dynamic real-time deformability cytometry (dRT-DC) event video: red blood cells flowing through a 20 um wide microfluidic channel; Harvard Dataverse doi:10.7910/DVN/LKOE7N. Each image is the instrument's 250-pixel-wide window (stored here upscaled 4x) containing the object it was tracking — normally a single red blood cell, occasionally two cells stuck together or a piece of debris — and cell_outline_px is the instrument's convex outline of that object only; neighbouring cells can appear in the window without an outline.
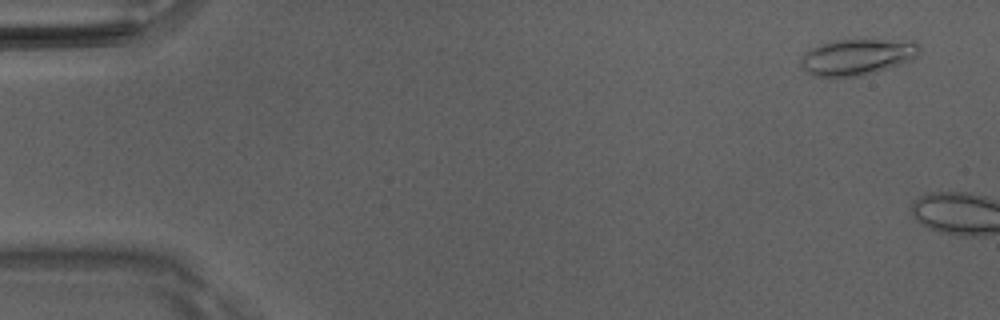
{"species": "Egyptian fruit bat (a non-hibernating species)", "species_latin": "Rousettus aegyptiacus", "temperature_condition": "room temperature", "stored_images_in_passage": 5, "camera_frame_rate_fps": 3000, "um_per_image_px": 0.085, "animal": {"sex": "male"}, "frame": {"image": 1, "passage_image": 3, "time_ms": 0.667, "image_size_px": [1000, 320], "cell_outline_px": [[920, 48], [916, 56], [912, 60], [864, 76], [816, 76], [808, 72], [800, 64], [800, 56], [804, 52], [812, 48], [836, 40], [872, 36], [916, 40], [920, 44]], "centroid_in_image_um": [72.97, 4.76], "position_along_channel_um": 12.0, "area_um2": 26.07}}